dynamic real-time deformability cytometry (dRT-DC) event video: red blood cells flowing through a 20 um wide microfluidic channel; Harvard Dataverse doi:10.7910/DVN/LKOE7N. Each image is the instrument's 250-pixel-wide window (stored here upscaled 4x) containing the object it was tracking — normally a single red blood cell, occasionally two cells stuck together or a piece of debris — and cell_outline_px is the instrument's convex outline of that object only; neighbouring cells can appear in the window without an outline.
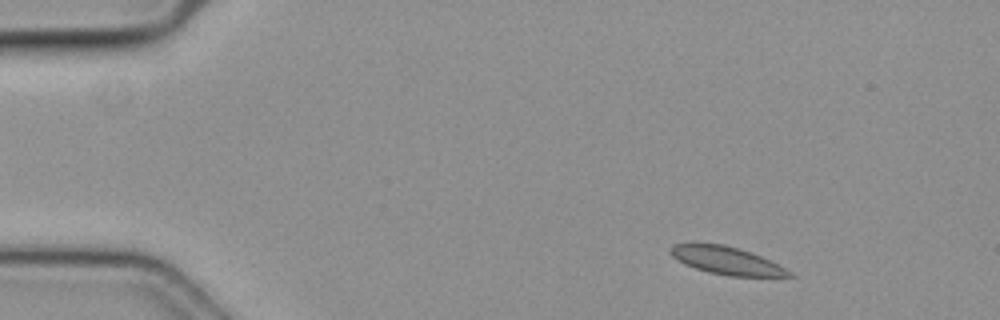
{"species": "common noctule bat (a hibernating species)", "species_latin": "Nyctalus noctula", "temperature_condition": "cold", "stored_images_in_passage": 4, "camera_frame_rate_fps": 3000, "um_per_image_px": 0.085, "animal": {"sex": "female", "body_mass_g": 19.3, "forearm_length_mm": 54.1}, "frame": {"image": 1, "passage_image": 1, "time_ms": 0.0, "image_size_px": [1000, 320], "cell_outline_px": [[796, 276], [728, 276], [708, 272], [684, 264], [672, 256], [668, 252], [668, 248], [672, 244], [688, 240], [692, 240], [724, 244], [740, 248], [752, 252], [792, 272]], "centroid_in_image_um": [61.61, 22.08], "position_along_channel_um": 23.4, "area_um2": 19.83}}